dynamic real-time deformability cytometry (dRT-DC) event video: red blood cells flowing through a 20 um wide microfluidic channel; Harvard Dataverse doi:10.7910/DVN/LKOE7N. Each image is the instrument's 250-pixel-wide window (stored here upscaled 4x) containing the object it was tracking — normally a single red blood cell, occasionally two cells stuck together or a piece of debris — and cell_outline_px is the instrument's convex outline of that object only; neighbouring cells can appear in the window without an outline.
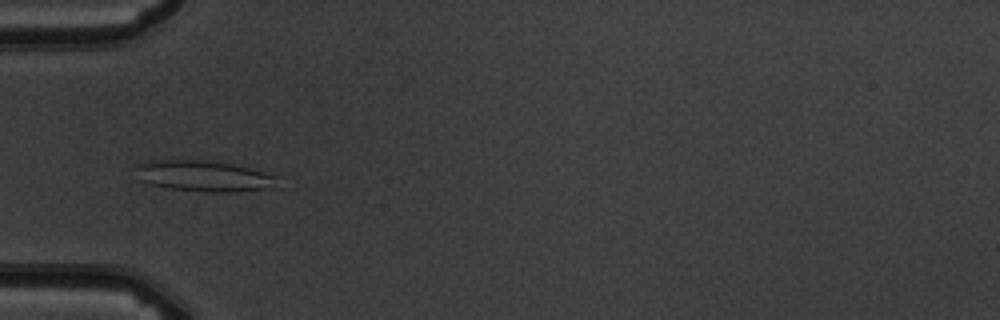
{"species": "common noctule bat (a hibernating species)", "species_latin": "Nyctalus noctula", "temperature_condition": "warm", "stored_images_in_passage": 9, "camera_frame_rate_fps": 3000, "um_per_image_px": 0.085, "animal": {"sex": "male", "body_mass_g": 19.5, "forearm_length_mm": 54.6}, "frame": {"image": 1, "passage_image": 6, "time_ms": 5.667, "image_size_px": [1000, 320], "cell_outline_px": [[284, 188], [236, 192], [204, 192], [172, 188], [148, 184], [140, 180], [136, 168], [136, 164], [148, 160], [208, 160], [232, 164], [284, 176]], "centroid_in_image_um": [17.56, 14.98], "position_along_channel_um": 67.4, "area_um2": 26.65}}
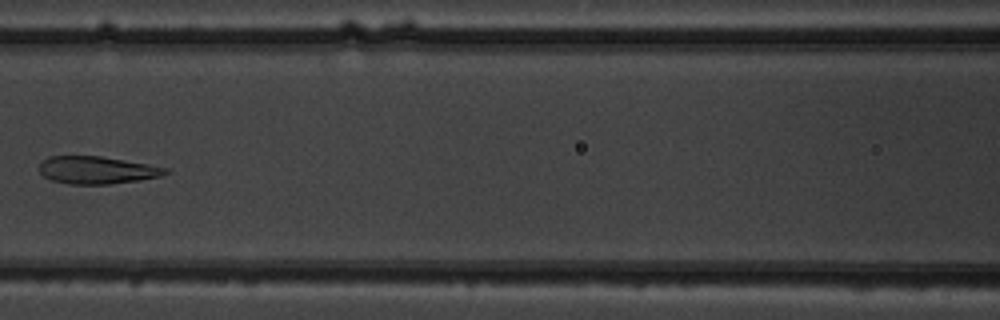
{"frame": {"image": 2, "passage_image": 8, "time_ms": 8.0, "image_size_px": [1000, 320], "cell_outline_px": [[168, 172], [160, 176], [140, 180], [108, 184], [68, 184], [52, 180], [44, 176], [40, 172], [40, 164], [48, 156], [100, 156], [148, 164], [168, 168]], "centroid_in_image_um": [8.24, 14.46], "position_along_channel_um": 158.4, "area_um2": 20.06}}
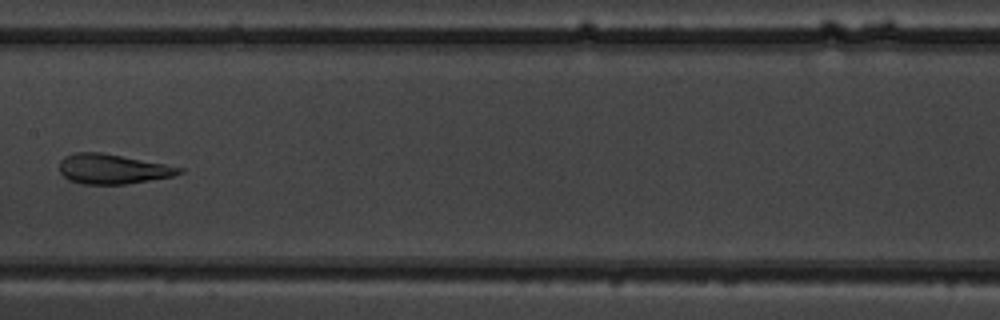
{"frame": {"image": 3, "passage_image": 9, "time_ms": 9.0, "image_size_px": [1000, 320], "cell_outline_px": [[184, 172], [172, 176], [124, 184], [80, 184], [68, 180], [60, 172], [60, 160], [64, 156], [72, 152], [100, 152], [164, 164], [184, 168]], "centroid_in_image_um": [9.52, 14.36], "position_along_channel_um": 197.9, "area_um2": 20.69}}